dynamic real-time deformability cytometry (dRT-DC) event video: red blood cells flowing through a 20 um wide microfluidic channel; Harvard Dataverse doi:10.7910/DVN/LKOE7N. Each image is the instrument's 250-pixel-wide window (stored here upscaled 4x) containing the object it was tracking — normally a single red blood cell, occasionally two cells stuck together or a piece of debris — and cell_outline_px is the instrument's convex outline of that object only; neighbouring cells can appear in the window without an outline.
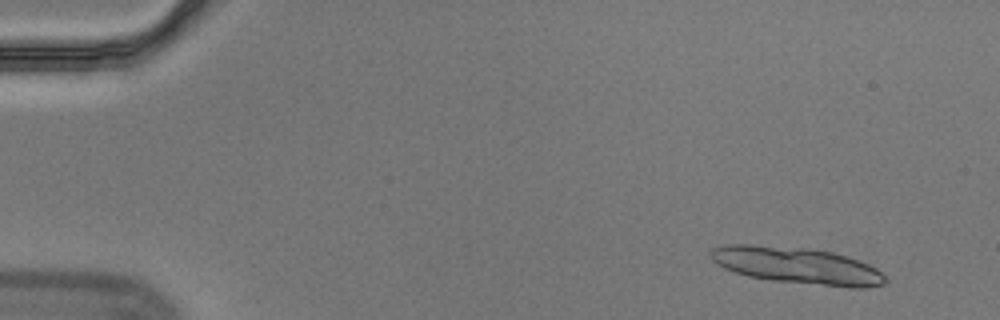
{"species": "Egyptian fruit bat (a non-hibernating species)", "species_latin": "Rousettus aegyptiacus", "temperature_condition": "cold", "stored_images_in_passage": 15, "camera_frame_rate_fps": 3000, "um_per_image_px": 0.085, "animal": {"sex": "male"}, "frame": {"image": 1, "passage_image": 3, "time_ms": 0.667, "image_size_px": [1000, 320], "cell_outline_px": [[888, 280], [884, 284], [868, 288], [848, 288], [772, 280], [748, 276], [724, 268], [716, 264], [712, 260], [712, 248], [728, 244], [752, 244], [812, 248], [832, 252], [860, 260], [876, 268]], "centroid_in_image_um": [67.79, 22.57], "position_along_channel_um": 17.2, "area_um2": 37.51}}